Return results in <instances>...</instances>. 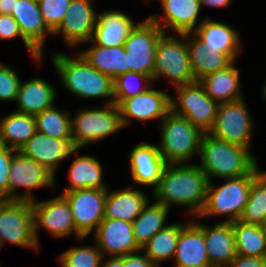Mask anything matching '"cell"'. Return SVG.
Instances as JSON below:
<instances>
[{
	"label": "cell",
	"instance_id": "cell-1",
	"mask_svg": "<svg viewBox=\"0 0 266 267\" xmlns=\"http://www.w3.org/2000/svg\"><path fill=\"white\" fill-rule=\"evenodd\" d=\"M209 185L208 177L196 163L167 164L153 189L156 202L187 208L191 216L202 212Z\"/></svg>",
	"mask_w": 266,
	"mask_h": 267
},
{
	"label": "cell",
	"instance_id": "cell-2",
	"mask_svg": "<svg viewBox=\"0 0 266 267\" xmlns=\"http://www.w3.org/2000/svg\"><path fill=\"white\" fill-rule=\"evenodd\" d=\"M199 156L197 165L209 182L213 177L224 180L244 176L258 165L249 148L214 138L209 133L203 134Z\"/></svg>",
	"mask_w": 266,
	"mask_h": 267
},
{
	"label": "cell",
	"instance_id": "cell-3",
	"mask_svg": "<svg viewBox=\"0 0 266 267\" xmlns=\"http://www.w3.org/2000/svg\"><path fill=\"white\" fill-rule=\"evenodd\" d=\"M52 64L60 75L66 90L79 98H107L114 103L113 79L93 68L79 53L71 58L65 53L55 52Z\"/></svg>",
	"mask_w": 266,
	"mask_h": 267
},
{
	"label": "cell",
	"instance_id": "cell-4",
	"mask_svg": "<svg viewBox=\"0 0 266 267\" xmlns=\"http://www.w3.org/2000/svg\"><path fill=\"white\" fill-rule=\"evenodd\" d=\"M159 124L161 142L157 146L163 160L167 164L191 163L199 154L204 132L172 111Z\"/></svg>",
	"mask_w": 266,
	"mask_h": 267
},
{
	"label": "cell",
	"instance_id": "cell-5",
	"mask_svg": "<svg viewBox=\"0 0 266 267\" xmlns=\"http://www.w3.org/2000/svg\"><path fill=\"white\" fill-rule=\"evenodd\" d=\"M260 172L257 165L249 174L227 178L226 182L218 187L213 185L212 181L209 182L205 206L195 218L228 215L225 222L239 220L249 198L252 180Z\"/></svg>",
	"mask_w": 266,
	"mask_h": 267
},
{
	"label": "cell",
	"instance_id": "cell-6",
	"mask_svg": "<svg viewBox=\"0 0 266 267\" xmlns=\"http://www.w3.org/2000/svg\"><path fill=\"white\" fill-rule=\"evenodd\" d=\"M161 76L167 78L173 88L196 82L186 46V33L177 34L175 37L165 33L160 38L156 49L152 81Z\"/></svg>",
	"mask_w": 266,
	"mask_h": 267
},
{
	"label": "cell",
	"instance_id": "cell-7",
	"mask_svg": "<svg viewBox=\"0 0 266 267\" xmlns=\"http://www.w3.org/2000/svg\"><path fill=\"white\" fill-rule=\"evenodd\" d=\"M72 139L80 149L101 141L123 127L120 108L117 104H105L102 108H82L71 117Z\"/></svg>",
	"mask_w": 266,
	"mask_h": 267
},
{
	"label": "cell",
	"instance_id": "cell-8",
	"mask_svg": "<svg viewBox=\"0 0 266 267\" xmlns=\"http://www.w3.org/2000/svg\"><path fill=\"white\" fill-rule=\"evenodd\" d=\"M0 241L39 250L35 232L33 206L30 201L0 200Z\"/></svg>",
	"mask_w": 266,
	"mask_h": 267
},
{
	"label": "cell",
	"instance_id": "cell-9",
	"mask_svg": "<svg viewBox=\"0 0 266 267\" xmlns=\"http://www.w3.org/2000/svg\"><path fill=\"white\" fill-rule=\"evenodd\" d=\"M173 89L177 99L171 97V111L208 133L214 126L219 104L207 95L199 81Z\"/></svg>",
	"mask_w": 266,
	"mask_h": 267
},
{
	"label": "cell",
	"instance_id": "cell-10",
	"mask_svg": "<svg viewBox=\"0 0 266 267\" xmlns=\"http://www.w3.org/2000/svg\"><path fill=\"white\" fill-rule=\"evenodd\" d=\"M165 32L149 17L139 22L124 43L129 72L148 75L152 80L157 44Z\"/></svg>",
	"mask_w": 266,
	"mask_h": 267
},
{
	"label": "cell",
	"instance_id": "cell-11",
	"mask_svg": "<svg viewBox=\"0 0 266 267\" xmlns=\"http://www.w3.org/2000/svg\"><path fill=\"white\" fill-rule=\"evenodd\" d=\"M56 177L32 158L26 157L20 151H14L10 164L8 178V200L34 201L33 189L54 187ZM26 188L23 194H17V189Z\"/></svg>",
	"mask_w": 266,
	"mask_h": 267
},
{
	"label": "cell",
	"instance_id": "cell-12",
	"mask_svg": "<svg viewBox=\"0 0 266 267\" xmlns=\"http://www.w3.org/2000/svg\"><path fill=\"white\" fill-rule=\"evenodd\" d=\"M252 118L244 98L219 104L213 128L208 132L214 138L250 149L252 142Z\"/></svg>",
	"mask_w": 266,
	"mask_h": 267
},
{
	"label": "cell",
	"instance_id": "cell-13",
	"mask_svg": "<svg viewBox=\"0 0 266 267\" xmlns=\"http://www.w3.org/2000/svg\"><path fill=\"white\" fill-rule=\"evenodd\" d=\"M32 206L34 232L38 244L40 243L38 230L41 228L47 230L54 238H64L74 234L79 241L87 239L76 230L71 208L61 194L46 201L34 200Z\"/></svg>",
	"mask_w": 266,
	"mask_h": 267
},
{
	"label": "cell",
	"instance_id": "cell-14",
	"mask_svg": "<svg viewBox=\"0 0 266 267\" xmlns=\"http://www.w3.org/2000/svg\"><path fill=\"white\" fill-rule=\"evenodd\" d=\"M61 195L71 208L76 230L83 237L95 232L104 219L107 189L83 188L62 192Z\"/></svg>",
	"mask_w": 266,
	"mask_h": 267
},
{
	"label": "cell",
	"instance_id": "cell-15",
	"mask_svg": "<svg viewBox=\"0 0 266 267\" xmlns=\"http://www.w3.org/2000/svg\"><path fill=\"white\" fill-rule=\"evenodd\" d=\"M167 92L149 87L144 93L123 99L118 104L123 127L133 119L142 122L158 119L161 122L171 111V96Z\"/></svg>",
	"mask_w": 266,
	"mask_h": 267
},
{
	"label": "cell",
	"instance_id": "cell-16",
	"mask_svg": "<svg viewBox=\"0 0 266 267\" xmlns=\"http://www.w3.org/2000/svg\"><path fill=\"white\" fill-rule=\"evenodd\" d=\"M92 1L71 0L66 15L52 36L61 35L71 47L90 41L97 20Z\"/></svg>",
	"mask_w": 266,
	"mask_h": 267
},
{
	"label": "cell",
	"instance_id": "cell-17",
	"mask_svg": "<svg viewBox=\"0 0 266 267\" xmlns=\"http://www.w3.org/2000/svg\"><path fill=\"white\" fill-rule=\"evenodd\" d=\"M19 151L42 165L54 177L62 160L71 154H80L73 139H56L39 132H36Z\"/></svg>",
	"mask_w": 266,
	"mask_h": 267
},
{
	"label": "cell",
	"instance_id": "cell-18",
	"mask_svg": "<svg viewBox=\"0 0 266 267\" xmlns=\"http://www.w3.org/2000/svg\"><path fill=\"white\" fill-rule=\"evenodd\" d=\"M93 235L103 256H125L141 250L129 221L104 218Z\"/></svg>",
	"mask_w": 266,
	"mask_h": 267
},
{
	"label": "cell",
	"instance_id": "cell-19",
	"mask_svg": "<svg viewBox=\"0 0 266 267\" xmlns=\"http://www.w3.org/2000/svg\"><path fill=\"white\" fill-rule=\"evenodd\" d=\"M131 177L139 186H152L154 189L167 163L163 160L158 146L142 142L132 148L129 154Z\"/></svg>",
	"mask_w": 266,
	"mask_h": 267
},
{
	"label": "cell",
	"instance_id": "cell-20",
	"mask_svg": "<svg viewBox=\"0 0 266 267\" xmlns=\"http://www.w3.org/2000/svg\"><path fill=\"white\" fill-rule=\"evenodd\" d=\"M174 267H211L200 221H189L180 231Z\"/></svg>",
	"mask_w": 266,
	"mask_h": 267
},
{
	"label": "cell",
	"instance_id": "cell-21",
	"mask_svg": "<svg viewBox=\"0 0 266 267\" xmlns=\"http://www.w3.org/2000/svg\"><path fill=\"white\" fill-rule=\"evenodd\" d=\"M165 17L148 16L165 33L167 28L177 34L192 33L198 25L196 22L201 11L200 0H159ZM161 19V20H160ZM162 19L164 23L162 22Z\"/></svg>",
	"mask_w": 266,
	"mask_h": 267
},
{
	"label": "cell",
	"instance_id": "cell-22",
	"mask_svg": "<svg viewBox=\"0 0 266 267\" xmlns=\"http://www.w3.org/2000/svg\"><path fill=\"white\" fill-rule=\"evenodd\" d=\"M139 22L121 11L107 10L97 14V20L89 43L104 47L123 46Z\"/></svg>",
	"mask_w": 266,
	"mask_h": 267
},
{
	"label": "cell",
	"instance_id": "cell-23",
	"mask_svg": "<svg viewBox=\"0 0 266 267\" xmlns=\"http://www.w3.org/2000/svg\"><path fill=\"white\" fill-rule=\"evenodd\" d=\"M11 15L18 23L23 37L44 56L45 39L53 32L42 17L39 4L31 0H17Z\"/></svg>",
	"mask_w": 266,
	"mask_h": 267
},
{
	"label": "cell",
	"instance_id": "cell-24",
	"mask_svg": "<svg viewBox=\"0 0 266 267\" xmlns=\"http://www.w3.org/2000/svg\"><path fill=\"white\" fill-rule=\"evenodd\" d=\"M202 232L211 267H227L237 256L232 222H219L214 226L202 224Z\"/></svg>",
	"mask_w": 266,
	"mask_h": 267
},
{
	"label": "cell",
	"instance_id": "cell-25",
	"mask_svg": "<svg viewBox=\"0 0 266 267\" xmlns=\"http://www.w3.org/2000/svg\"><path fill=\"white\" fill-rule=\"evenodd\" d=\"M186 46L196 81L225 69L234 62L227 54L219 51V48L207 46L193 32L186 33Z\"/></svg>",
	"mask_w": 266,
	"mask_h": 267
},
{
	"label": "cell",
	"instance_id": "cell-26",
	"mask_svg": "<svg viewBox=\"0 0 266 267\" xmlns=\"http://www.w3.org/2000/svg\"><path fill=\"white\" fill-rule=\"evenodd\" d=\"M134 186L112 192L107 189L104 218L133 222L140 215L149 200L143 190L132 189Z\"/></svg>",
	"mask_w": 266,
	"mask_h": 267
},
{
	"label": "cell",
	"instance_id": "cell-27",
	"mask_svg": "<svg viewBox=\"0 0 266 267\" xmlns=\"http://www.w3.org/2000/svg\"><path fill=\"white\" fill-rule=\"evenodd\" d=\"M234 61L225 69L210 73L199 82L207 95L218 104L230 103L243 99L241 91L240 70Z\"/></svg>",
	"mask_w": 266,
	"mask_h": 267
},
{
	"label": "cell",
	"instance_id": "cell-28",
	"mask_svg": "<svg viewBox=\"0 0 266 267\" xmlns=\"http://www.w3.org/2000/svg\"><path fill=\"white\" fill-rule=\"evenodd\" d=\"M201 21L193 33L207 46L219 48V51L237 61L241 51L238 31L228 24L208 18Z\"/></svg>",
	"mask_w": 266,
	"mask_h": 267
},
{
	"label": "cell",
	"instance_id": "cell-29",
	"mask_svg": "<svg viewBox=\"0 0 266 267\" xmlns=\"http://www.w3.org/2000/svg\"><path fill=\"white\" fill-rule=\"evenodd\" d=\"M56 95L54 85L52 86L47 80L39 77L24 83L21 82L15 101L17 103L16 111L36 115L53 107Z\"/></svg>",
	"mask_w": 266,
	"mask_h": 267
},
{
	"label": "cell",
	"instance_id": "cell-30",
	"mask_svg": "<svg viewBox=\"0 0 266 267\" xmlns=\"http://www.w3.org/2000/svg\"><path fill=\"white\" fill-rule=\"evenodd\" d=\"M93 68L113 80L121 74L129 72L128 54L124 46L104 47L91 45L79 53Z\"/></svg>",
	"mask_w": 266,
	"mask_h": 267
},
{
	"label": "cell",
	"instance_id": "cell-31",
	"mask_svg": "<svg viewBox=\"0 0 266 267\" xmlns=\"http://www.w3.org/2000/svg\"><path fill=\"white\" fill-rule=\"evenodd\" d=\"M37 132L34 115L13 111L0 118V144L19 151Z\"/></svg>",
	"mask_w": 266,
	"mask_h": 267
},
{
	"label": "cell",
	"instance_id": "cell-32",
	"mask_svg": "<svg viewBox=\"0 0 266 267\" xmlns=\"http://www.w3.org/2000/svg\"><path fill=\"white\" fill-rule=\"evenodd\" d=\"M102 165L93 156H80L73 160L68 177L70 183L62 192H68L77 189H108L107 185L103 183Z\"/></svg>",
	"mask_w": 266,
	"mask_h": 267
},
{
	"label": "cell",
	"instance_id": "cell-33",
	"mask_svg": "<svg viewBox=\"0 0 266 267\" xmlns=\"http://www.w3.org/2000/svg\"><path fill=\"white\" fill-rule=\"evenodd\" d=\"M170 208L164 204L154 202L145 205L140 215L132 222L133 235L138 246L144 245L161 229L165 228V221Z\"/></svg>",
	"mask_w": 266,
	"mask_h": 267
},
{
	"label": "cell",
	"instance_id": "cell-34",
	"mask_svg": "<svg viewBox=\"0 0 266 267\" xmlns=\"http://www.w3.org/2000/svg\"><path fill=\"white\" fill-rule=\"evenodd\" d=\"M185 224H169L158 231L141 249L157 266L160 263L174 258L181 228Z\"/></svg>",
	"mask_w": 266,
	"mask_h": 267
},
{
	"label": "cell",
	"instance_id": "cell-35",
	"mask_svg": "<svg viewBox=\"0 0 266 267\" xmlns=\"http://www.w3.org/2000/svg\"><path fill=\"white\" fill-rule=\"evenodd\" d=\"M237 254L247 257H266V230L260 225L232 222Z\"/></svg>",
	"mask_w": 266,
	"mask_h": 267
},
{
	"label": "cell",
	"instance_id": "cell-36",
	"mask_svg": "<svg viewBox=\"0 0 266 267\" xmlns=\"http://www.w3.org/2000/svg\"><path fill=\"white\" fill-rule=\"evenodd\" d=\"M70 113L54 105L34 115L37 132L56 139H72Z\"/></svg>",
	"mask_w": 266,
	"mask_h": 267
},
{
	"label": "cell",
	"instance_id": "cell-37",
	"mask_svg": "<svg viewBox=\"0 0 266 267\" xmlns=\"http://www.w3.org/2000/svg\"><path fill=\"white\" fill-rule=\"evenodd\" d=\"M266 215V171L260 172L250 187L249 198L239 221L245 224L262 225Z\"/></svg>",
	"mask_w": 266,
	"mask_h": 267
},
{
	"label": "cell",
	"instance_id": "cell-38",
	"mask_svg": "<svg viewBox=\"0 0 266 267\" xmlns=\"http://www.w3.org/2000/svg\"><path fill=\"white\" fill-rule=\"evenodd\" d=\"M152 80L148 75L137 72H127L119 75L113 80L114 103L119 104L123 99L144 93L150 86Z\"/></svg>",
	"mask_w": 266,
	"mask_h": 267
},
{
	"label": "cell",
	"instance_id": "cell-39",
	"mask_svg": "<svg viewBox=\"0 0 266 267\" xmlns=\"http://www.w3.org/2000/svg\"><path fill=\"white\" fill-rule=\"evenodd\" d=\"M94 245L67 249L59 257L61 267H102L104 256L96 243Z\"/></svg>",
	"mask_w": 266,
	"mask_h": 267
},
{
	"label": "cell",
	"instance_id": "cell-40",
	"mask_svg": "<svg viewBox=\"0 0 266 267\" xmlns=\"http://www.w3.org/2000/svg\"><path fill=\"white\" fill-rule=\"evenodd\" d=\"M71 0H41L39 4L42 17L47 27L54 32L67 13Z\"/></svg>",
	"mask_w": 266,
	"mask_h": 267
},
{
	"label": "cell",
	"instance_id": "cell-41",
	"mask_svg": "<svg viewBox=\"0 0 266 267\" xmlns=\"http://www.w3.org/2000/svg\"><path fill=\"white\" fill-rule=\"evenodd\" d=\"M16 37H21L30 53V56L39 66L42 62L43 56L23 37L18 23L12 15L0 14V40H11Z\"/></svg>",
	"mask_w": 266,
	"mask_h": 267
},
{
	"label": "cell",
	"instance_id": "cell-42",
	"mask_svg": "<svg viewBox=\"0 0 266 267\" xmlns=\"http://www.w3.org/2000/svg\"><path fill=\"white\" fill-rule=\"evenodd\" d=\"M21 81L13 68L0 62V101L15 102Z\"/></svg>",
	"mask_w": 266,
	"mask_h": 267
},
{
	"label": "cell",
	"instance_id": "cell-43",
	"mask_svg": "<svg viewBox=\"0 0 266 267\" xmlns=\"http://www.w3.org/2000/svg\"><path fill=\"white\" fill-rule=\"evenodd\" d=\"M14 151L0 144V200H8V178Z\"/></svg>",
	"mask_w": 266,
	"mask_h": 267
},
{
	"label": "cell",
	"instance_id": "cell-44",
	"mask_svg": "<svg viewBox=\"0 0 266 267\" xmlns=\"http://www.w3.org/2000/svg\"><path fill=\"white\" fill-rule=\"evenodd\" d=\"M141 250L124 256V267H157Z\"/></svg>",
	"mask_w": 266,
	"mask_h": 267
},
{
	"label": "cell",
	"instance_id": "cell-45",
	"mask_svg": "<svg viewBox=\"0 0 266 267\" xmlns=\"http://www.w3.org/2000/svg\"><path fill=\"white\" fill-rule=\"evenodd\" d=\"M227 267H266V257H247L237 254Z\"/></svg>",
	"mask_w": 266,
	"mask_h": 267
},
{
	"label": "cell",
	"instance_id": "cell-46",
	"mask_svg": "<svg viewBox=\"0 0 266 267\" xmlns=\"http://www.w3.org/2000/svg\"><path fill=\"white\" fill-rule=\"evenodd\" d=\"M231 0H200L201 8L202 6L212 7V8H226Z\"/></svg>",
	"mask_w": 266,
	"mask_h": 267
},
{
	"label": "cell",
	"instance_id": "cell-47",
	"mask_svg": "<svg viewBox=\"0 0 266 267\" xmlns=\"http://www.w3.org/2000/svg\"><path fill=\"white\" fill-rule=\"evenodd\" d=\"M102 267H124V256H110L103 261Z\"/></svg>",
	"mask_w": 266,
	"mask_h": 267
},
{
	"label": "cell",
	"instance_id": "cell-48",
	"mask_svg": "<svg viewBox=\"0 0 266 267\" xmlns=\"http://www.w3.org/2000/svg\"><path fill=\"white\" fill-rule=\"evenodd\" d=\"M17 0H0V14H12Z\"/></svg>",
	"mask_w": 266,
	"mask_h": 267
},
{
	"label": "cell",
	"instance_id": "cell-49",
	"mask_svg": "<svg viewBox=\"0 0 266 267\" xmlns=\"http://www.w3.org/2000/svg\"><path fill=\"white\" fill-rule=\"evenodd\" d=\"M262 93H263V94H262V95H263V98H264L265 101H266V81L264 82Z\"/></svg>",
	"mask_w": 266,
	"mask_h": 267
},
{
	"label": "cell",
	"instance_id": "cell-50",
	"mask_svg": "<svg viewBox=\"0 0 266 267\" xmlns=\"http://www.w3.org/2000/svg\"><path fill=\"white\" fill-rule=\"evenodd\" d=\"M261 227H262L264 230H266V215H265V218H264V221H263Z\"/></svg>",
	"mask_w": 266,
	"mask_h": 267
},
{
	"label": "cell",
	"instance_id": "cell-51",
	"mask_svg": "<svg viewBox=\"0 0 266 267\" xmlns=\"http://www.w3.org/2000/svg\"><path fill=\"white\" fill-rule=\"evenodd\" d=\"M31 1L39 3L41 0H31Z\"/></svg>",
	"mask_w": 266,
	"mask_h": 267
}]
</instances>
